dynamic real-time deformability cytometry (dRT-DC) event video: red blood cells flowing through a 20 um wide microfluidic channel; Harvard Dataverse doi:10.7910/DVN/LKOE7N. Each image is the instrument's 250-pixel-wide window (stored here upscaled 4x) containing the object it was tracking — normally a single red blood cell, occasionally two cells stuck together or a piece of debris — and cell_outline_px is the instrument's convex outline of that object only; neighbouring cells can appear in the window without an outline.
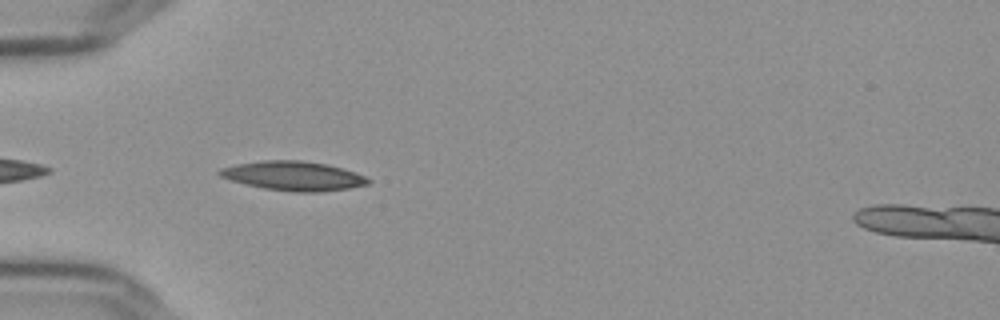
{"species": "Egyptian fruit bat (a non-hibernating species)", "species_latin": "Rousettus aegyptiacus", "temperature_condition": "cold", "stored_images_in_passage": 6, "segment_of_instrument_passage": [1, 2], "camera_frame_rate_fps": 3000, "um_per_image_px": 0.085, "frame": {"image": 1, "passage_image": 2, "time_ms": 0.333, "image_size_px": [1000, 320], "cell_outline_px": [[372, 180], [368, 184], [348, 188], [320, 192], [296, 192], [264, 188], [244, 184], [220, 176], [216, 172], [220, 168], [236, 164], [264, 160], [300, 160], [328, 164], [364, 176]], "centroid_in_image_um": [24.91, 14.95], "position_along_channel_um": 60.1, "area_um2": 25.14}}
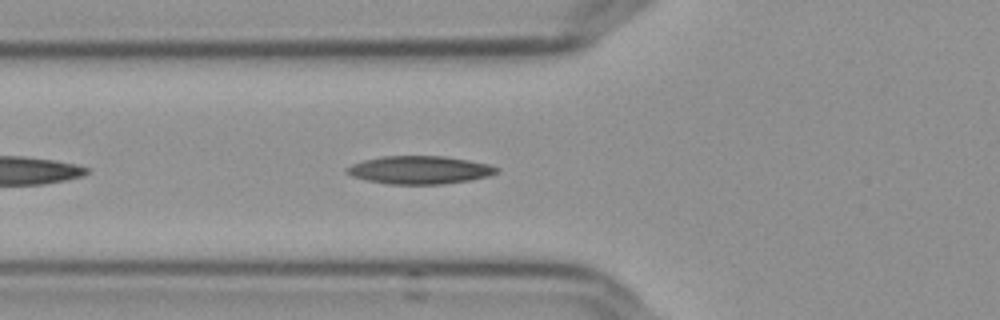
{"frame": {"image": 2, "passage_image": 5, "time_ms": 1.333, "image_size_px": [1000, 320], "cell_outline_px": [[496, 172], [488, 176], [468, 180], [444, 184], [388, 184], [368, 180], [352, 176], [344, 172], [344, 168], [352, 164], [364, 160], [380, 156], [444, 156], [468, 160], [488, 164], [496, 168]], "centroid_in_image_um": [35.59, 14.44], "position_along_channel_um": 90.2, "area_um2": 24.28}}